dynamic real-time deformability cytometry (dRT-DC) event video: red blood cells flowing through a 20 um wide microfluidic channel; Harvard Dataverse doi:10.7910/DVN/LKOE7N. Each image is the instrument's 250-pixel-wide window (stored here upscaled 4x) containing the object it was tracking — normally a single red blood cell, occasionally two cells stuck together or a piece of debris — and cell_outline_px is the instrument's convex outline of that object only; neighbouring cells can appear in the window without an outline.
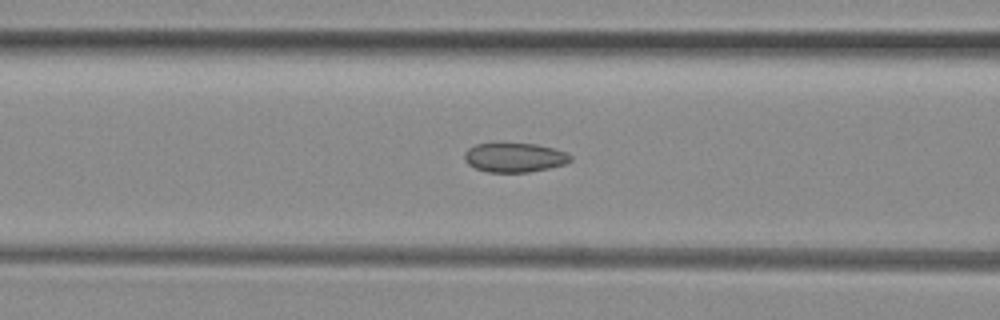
{"species": "common noctule bat (a hibernating species)", "species_latin": "Nyctalus noctula", "temperature_condition": "room temperature", "stored_images_in_passage": 39, "camera_frame_rate_fps": 3000, "um_per_image_px": 0.085, "animal": {"sex": "female", "body_mass_g": 29.2, "forearm_length_mm": 56.3}, "frame": {"image": 1, "passage_image": 19, "time_ms": 6.0, "image_size_px": [1000, 320], "cell_outline_px": [[572, 160], [564, 164], [548, 168], [528, 172], [488, 172], [476, 168], [468, 164], [464, 160], [464, 152], [468, 148], [476, 144], [496, 140], [536, 144], [552, 148], [564, 152], [572, 156]], "centroid_in_image_um": [43.66, 13.33], "position_along_channel_um": 122.9, "area_um2": 18.73}}
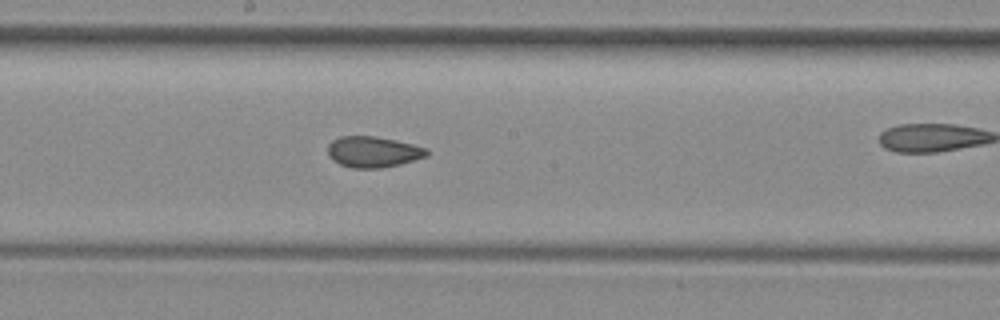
{"frame": {"image": 2, "passage_image": 26, "time_ms": 8.333, "image_size_px": [1000, 320], "cell_outline_px": [[428, 156], [400, 164], [380, 168], [352, 168], [340, 164], [332, 160], [328, 156], [328, 144], [332, 140], [340, 136], [376, 136], [396, 140], [428, 148]], "centroid_in_image_um": [31.71, 12.9], "position_along_channel_um": 216.5, "area_um2": 17.98}}
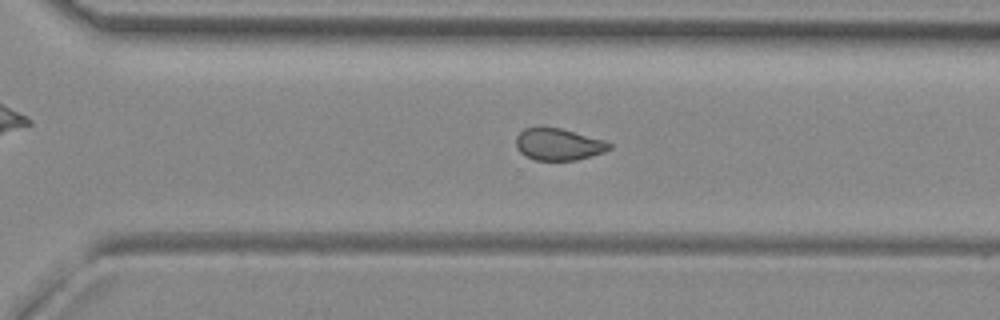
{"frame": {"image": 3, "passage_image": 34, "time_ms": 11.0, "image_size_px": [1000, 320], "cell_outline_px": [[612, 148], [604, 152], [592, 156], [576, 160], [536, 160], [524, 156], [516, 148], [516, 136], [524, 128], [560, 128], [604, 140], [612, 144]], "centroid_in_image_um": [47.47, 12.28], "position_along_channel_um": 323.1, "area_um2": 17.28}}